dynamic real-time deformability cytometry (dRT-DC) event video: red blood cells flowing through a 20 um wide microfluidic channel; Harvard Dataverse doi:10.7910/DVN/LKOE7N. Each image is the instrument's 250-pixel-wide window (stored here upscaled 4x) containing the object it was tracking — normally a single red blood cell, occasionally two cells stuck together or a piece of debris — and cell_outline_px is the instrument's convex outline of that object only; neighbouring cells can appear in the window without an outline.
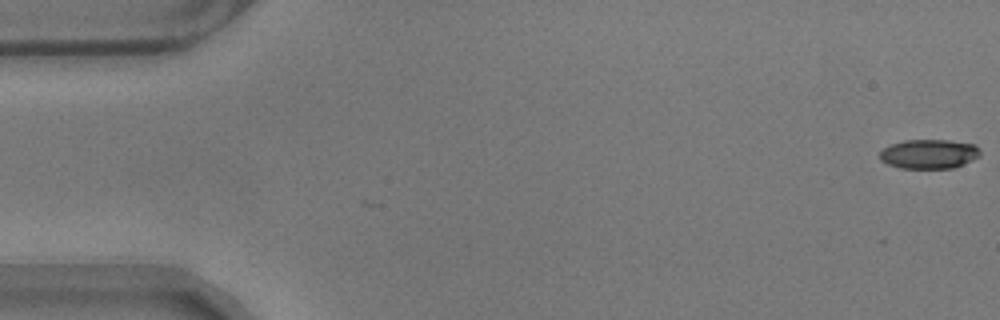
{"species": "common noctule bat (a hibernating species)", "species_latin": "Nyctalus noctula", "temperature_condition": "warm", "stored_images_in_passage": 52, "camera_frame_rate_fps": 3000, "um_per_image_px": 0.085, "animal": {"sex": "male", "body_mass_g": 17.9}, "frame": {"image": 1, "passage_image": 1, "time_ms": 0.0, "image_size_px": [1000, 320], "cell_outline_px": [[980, 156], [964, 164], [952, 168], [900, 168], [888, 164], [880, 160], [880, 152], [888, 144], [904, 140], [948, 140], [976, 144], [980, 148]], "centroid_in_image_um": [78.97, 13.08], "position_along_channel_um": 6.0, "area_um2": 17.34}}
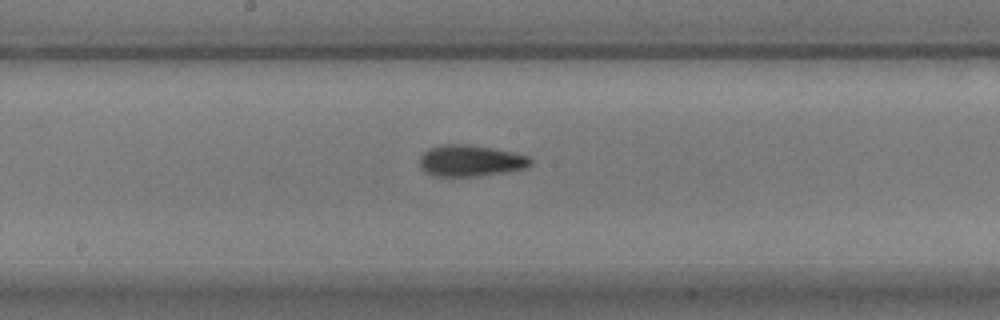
{"frame": {"image": 2, "passage_image": 30, "time_ms": 9.667, "image_size_px": [1000, 320], "cell_outline_px": [[532, 164], [524, 168], [504, 172], [476, 176], [436, 176], [424, 172], [420, 168], [420, 156], [428, 148], [440, 144], [468, 144], [516, 152], [528, 156], [532, 160]], "centroid_in_image_um": [39.97, 13.65], "position_along_channel_um": 208.2, "area_um2": 20.4}}
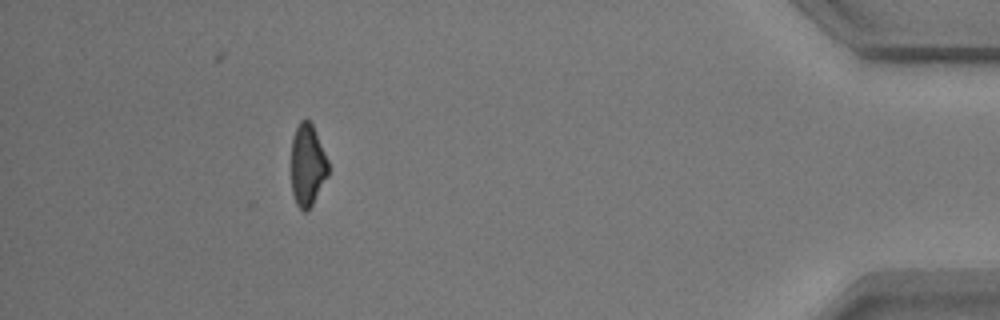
{"frame": {"image": 3, "passage_image": 52, "time_ms": 17.0, "image_size_px": [1000, 320], "cell_outline_px": [[328, 176], [308, 212], [304, 212], [296, 204], [292, 192], [292, 136], [300, 120], [308, 120], [312, 124], [328, 160]], "centroid_in_image_um": [26.14, 14.06], "position_along_channel_um": 409.1, "area_um2": 17.63}, "authors_computed_cell_mechanics": {"area_um2": 18.9295, "velocity_mm_per_s": 3.5277, "shape_relaxation_time_tau1_ms": 4.1119, "shape_relaxation_time_tau2_ms": 2.7487, "deformation_change_tau1": 0.1396, "deformation_change_tau2": 0.109}}